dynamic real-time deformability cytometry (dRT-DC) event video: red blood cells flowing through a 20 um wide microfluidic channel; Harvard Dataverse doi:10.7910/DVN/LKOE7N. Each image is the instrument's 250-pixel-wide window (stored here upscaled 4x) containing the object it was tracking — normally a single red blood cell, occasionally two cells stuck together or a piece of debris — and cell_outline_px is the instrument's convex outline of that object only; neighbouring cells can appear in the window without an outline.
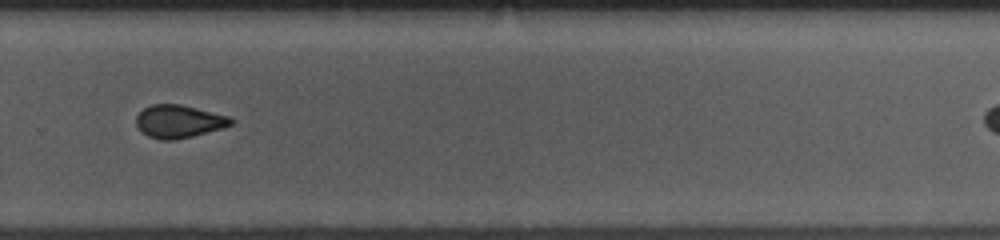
{"species": "common noctule bat (a hibernating species)", "species_latin": "Nyctalus noctula", "temperature_condition": "room temperature", "stored_images_in_passage": 31, "camera_frame_rate_fps": 3000, "um_per_image_px": 0.085, "animal": {"sex": "female", "body_mass_g": 10.0, "forearm_length_mm": 53.1}, "frame": {"image": 1, "passage_image": 22, "time_ms": 7.0, "image_size_px": [1000, 240], "cell_outline_px": [[236, 120], [232, 124], [224, 128], [192, 136], [172, 140], [160, 140], [148, 136], [140, 132], [136, 124], [136, 116], [144, 108], [152, 104], [180, 104], [228, 116]], "centroid_in_image_um": [15.19, 10.33], "position_along_channel_um": 314.6, "area_um2": 18.21}}